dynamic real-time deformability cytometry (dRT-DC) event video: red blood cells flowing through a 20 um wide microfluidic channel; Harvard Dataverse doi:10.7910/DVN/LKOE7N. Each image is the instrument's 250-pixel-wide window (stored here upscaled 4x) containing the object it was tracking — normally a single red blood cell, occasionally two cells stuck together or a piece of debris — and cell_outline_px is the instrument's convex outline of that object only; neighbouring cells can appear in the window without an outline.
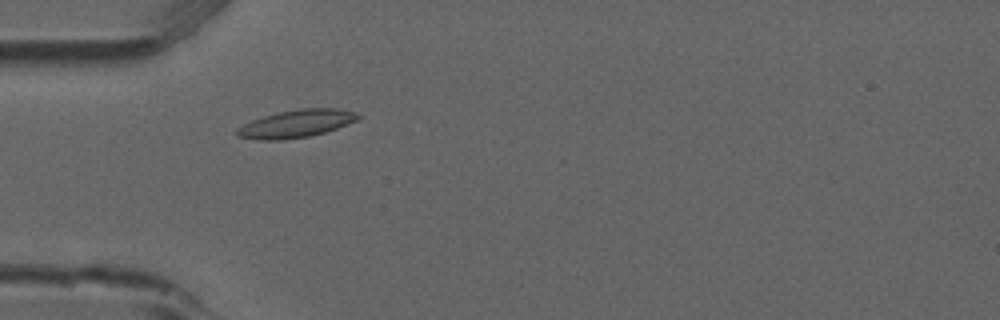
{"species": "common noctule bat (a hibernating species)", "species_latin": "Nyctalus noctula", "temperature_condition": "room temperature", "stored_images_in_passage": 8, "camera_frame_rate_fps": 3000, "um_per_image_px": 0.085, "animal": {"sex": "male", "forearm_length_mm": 52.5}, "frame": {"image": 1, "passage_image": 4, "time_ms": 1.0, "image_size_px": [1000, 320], "cell_outline_px": [[360, 116], [356, 120], [336, 128], [324, 132], [308, 136], [280, 140], [260, 140], [236, 136], [236, 128], [252, 120], [264, 116], [280, 112], [300, 108], [336, 108], [356, 112]], "centroid_in_image_um": [25.15, 10.51], "position_along_channel_um": 59.9, "area_um2": 19.25}}
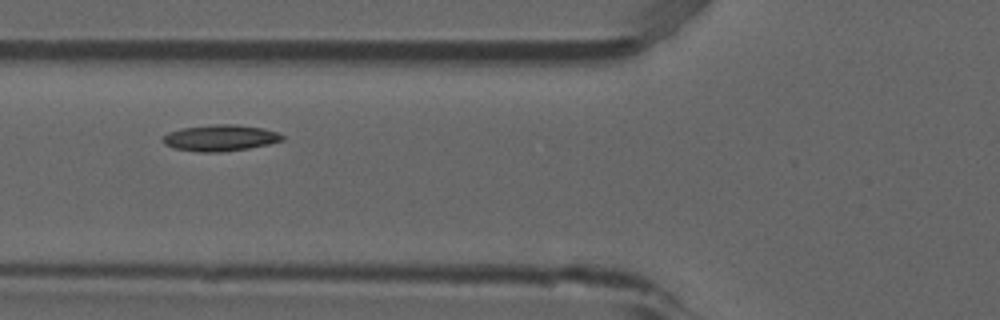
{"frame": {"image": 2, "passage_image": 5, "time_ms": 1.333, "image_size_px": [1000, 320], "cell_outline_px": [[284, 140], [268, 144], [248, 148], [220, 152], [200, 152], [172, 148], [164, 144], [160, 140], [168, 132], [184, 128], [212, 124], [236, 124], [264, 128], [276, 132], [284, 136]], "centroid_in_image_um": [18.7, 11.72], "position_along_channel_um": 107.1, "area_um2": 18.32}}
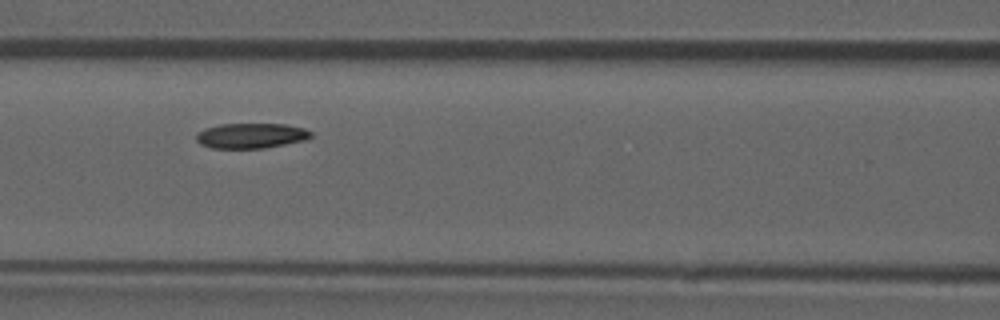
{"frame": {"image": 3, "passage_image": 6, "time_ms": 1.667, "image_size_px": [1000, 320], "cell_outline_px": [[312, 136], [304, 140], [264, 148], [212, 148], [200, 144], [196, 140], [196, 132], [204, 128], [220, 124], [284, 124], [304, 128], [312, 132]], "centroid_in_image_um": [21.3, 11.53], "position_along_channel_um": 145.3, "area_um2": 16.82}}